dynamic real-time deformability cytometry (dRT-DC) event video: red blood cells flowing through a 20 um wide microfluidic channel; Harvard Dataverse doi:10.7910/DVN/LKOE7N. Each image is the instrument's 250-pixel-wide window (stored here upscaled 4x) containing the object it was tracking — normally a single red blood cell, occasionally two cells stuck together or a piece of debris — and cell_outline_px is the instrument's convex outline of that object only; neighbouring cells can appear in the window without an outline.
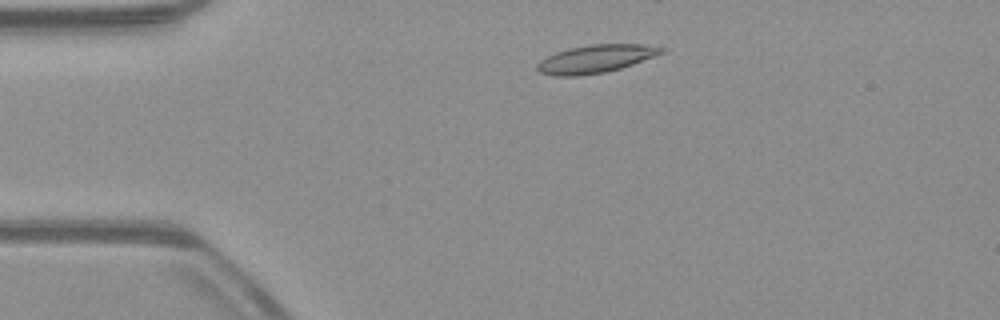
{"species": "common noctule bat (a hibernating species)", "species_latin": "Nyctalus noctula", "temperature_condition": "warm", "stored_images_in_passage": 48, "camera_frame_rate_fps": 3000, "um_per_image_px": 0.085, "animal": {"sex": "male", "body_mass_g": 23.1, "forearm_length_mm": 52.7}, "frame": {"image": 1, "passage_image": 6, "time_ms": 1.667, "image_size_px": [1000, 320], "cell_outline_px": [[664, 52], [632, 64], [620, 68], [604, 72], [576, 76], [556, 76], [540, 72], [536, 68], [536, 64], [540, 60], [556, 52], [568, 48], [588, 44], [644, 44], [664, 48]], "centroid_in_image_um": [50.59, 4.99], "position_along_channel_um": 34.4, "area_um2": 20.06}}
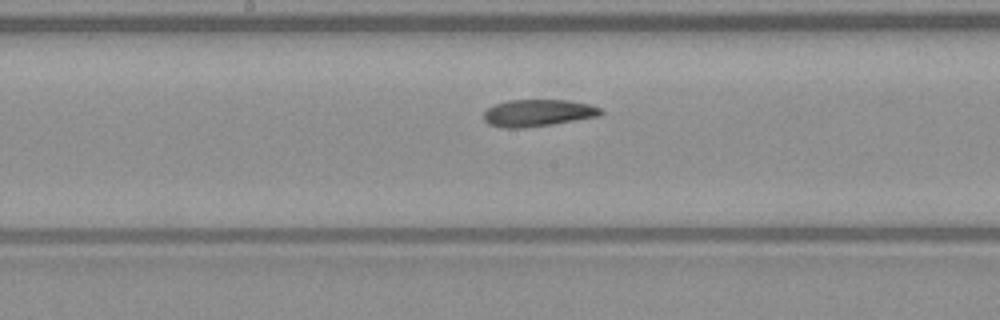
{"frame": {"image": 2, "passage_image": 22, "time_ms": 7.0, "image_size_px": [1000, 320], "cell_outline_px": [[604, 112], [600, 116], [524, 128], [500, 128], [488, 124], [484, 120], [484, 112], [488, 108], [496, 104], [508, 100], [568, 100], [592, 104], [600, 108]], "centroid_in_image_um": [45.73, 9.6], "position_along_channel_um": 202.5, "area_um2": 18.44}}
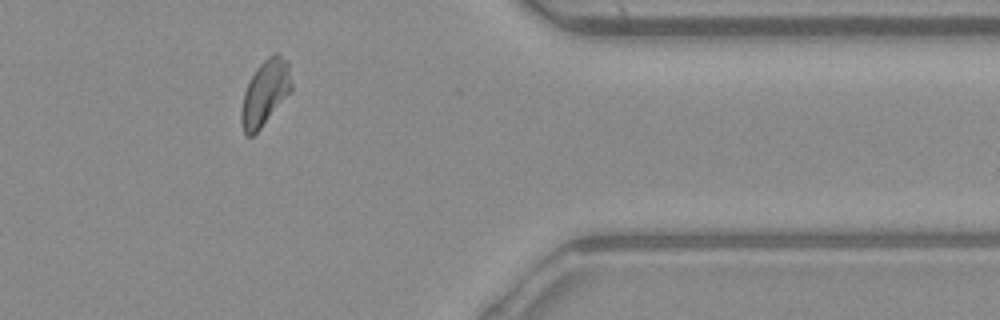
{"frame": {"image": 3, "passage_image": 38, "time_ms": 12.333, "image_size_px": [1000, 320], "cell_outline_px": [[292, 92], [260, 128], [252, 136], [248, 136], [244, 132], [240, 124], [240, 112], [244, 92], [256, 68], [268, 56], [276, 52], [288, 60], [292, 84]], "centroid_in_image_um": [22.55, 7.88], "position_along_channel_um": 388.9, "area_um2": 19.25}, "authors_computed_cell_mechanics": {"area_um2": 19.0451, "velocity_mm_per_s": 3.9188, "shape_relaxation_time_tau1_ms": null, "shape_relaxation_time_tau2_ms": 8.2797, "deformation_change_tau1": null, "deformation_change_tau2": 0.1437}}